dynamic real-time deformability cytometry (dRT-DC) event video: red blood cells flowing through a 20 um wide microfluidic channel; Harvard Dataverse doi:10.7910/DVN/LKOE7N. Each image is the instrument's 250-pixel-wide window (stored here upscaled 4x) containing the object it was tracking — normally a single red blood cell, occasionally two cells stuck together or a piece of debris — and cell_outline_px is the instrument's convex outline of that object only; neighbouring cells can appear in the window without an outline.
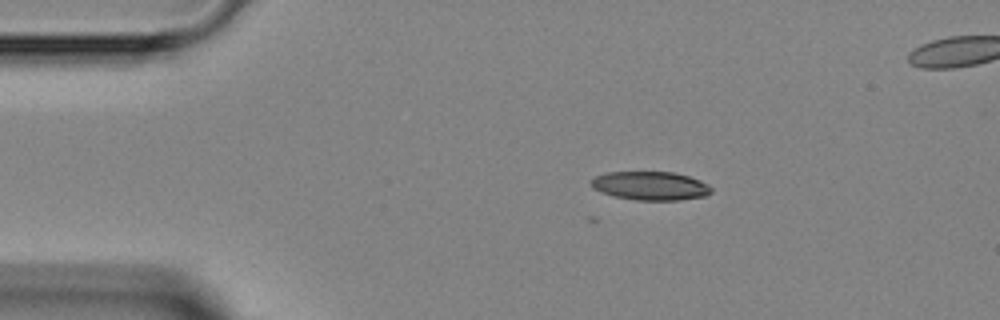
{"species": "Egyptian fruit bat (a non-hibernating species)", "species_latin": "Rousettus aegyptiacus", "temperature_condition": "room temperature", "stored_images_in_passage": 4, "camera_frame_rate_fps": 3000, "um_per_image_px": 0.085, "animal": {"sex": "female"}, "frame": {"image": 1, "passage_image": 2, "time_ms": 1.0, "image_size_px": [1000, 320], "cell_outline_px": [[712, 192], [704, 196], [680, 200], [636, 200], [616, 196], [600, 192], [592, 188], [592, 180], [596, 176], [604, 172], [676, 172], [700, 180], [708, 184], [712, 188]], "centroid_in_image_um": [55.3, 15.79], "position_along_channel_um": 29.7, "area_um2": 20.06}}
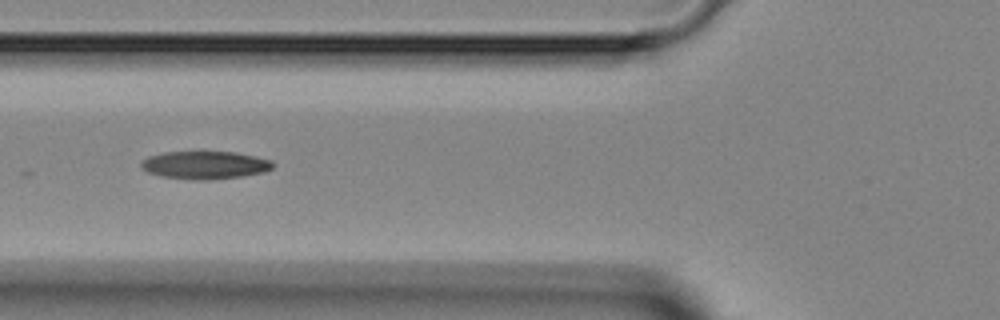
{"frame": {"image": 2, "passage_image": 4, "time_ms": 4.0, "image_size_px": [1000, 320], "cell_outline_px": [[272, 168], [264, 172], [240, 176], [208, 180], [196, 180], [160, 176], [148, 172], [140, 168], [140, 164], [148, 156], [164, 152], [236, 152], [272, 160]], "centroid_in_image_um": [17.39, 14.03], "position_along_channel_um": 108.4, "area_um2": 21.27}}